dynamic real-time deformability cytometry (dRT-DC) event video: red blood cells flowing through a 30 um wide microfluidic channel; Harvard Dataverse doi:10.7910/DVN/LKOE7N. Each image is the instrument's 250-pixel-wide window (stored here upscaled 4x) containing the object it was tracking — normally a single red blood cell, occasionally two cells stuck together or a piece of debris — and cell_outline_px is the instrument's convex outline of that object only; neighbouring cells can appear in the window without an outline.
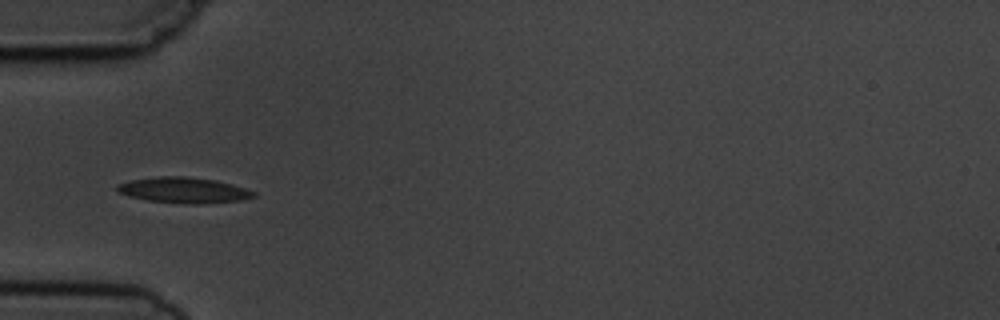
{"species": "common noctule bat (a hibernating species)", "species_latin": "Nyctalus noctula", "temperature_condition": "cold", "stored_images_in_passage": 3, "camera_frame_rate_fps": 3000, "um_per_image_px": 0.085, "animal": {"sex": "male", "body_mass_g": 19.5, "forearm_length_mm": 54.6}, "frame": {"image": 1, "passage_image": 1, "time_ms": 0.0, "image_size_px": [1000, 320], "cell_outline_px": [[256, 196], [240, 200], [208, 204], [188, 204], [148, 200], [128, 196], [120, 192], [116, 188], [116, 184], [132, 180], [160, 176], [188, 176], [216, 180], [232, 184], [256, 192]], "centroid_in_image_um": [15.64, 16.16], "position_along_channel_um": 69.4, "area_um2": 20.46}}
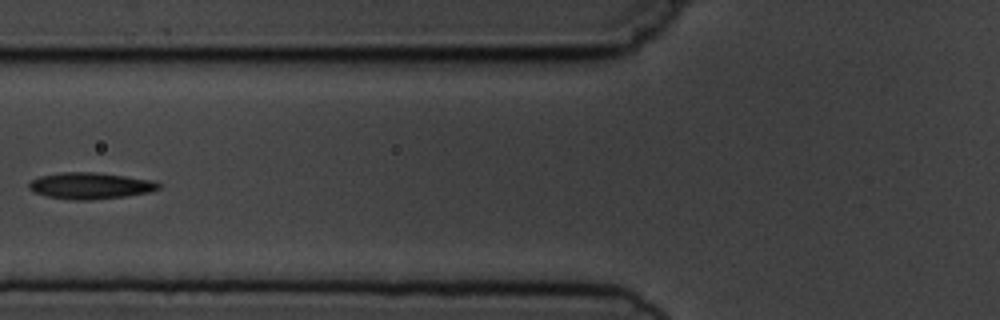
{"frame": {"image": 2, "passage_image": 2, "time_ms": 1.333, "image_size_px": [1000, 320], "cell_outline_px": [[160, 188], [148, 192], [124, 196], [92, 200], [72, 200], [48, 196], [36, 192], [28, 188], [28, 184], [32, 180], [40, 176], [60, 172], [96, 172], [156, 180], [160, 184]], "centroid_in_image_um": [7.7, 15.78], "position_along_channel_um": 118.1, "area_um2": 19.94}}
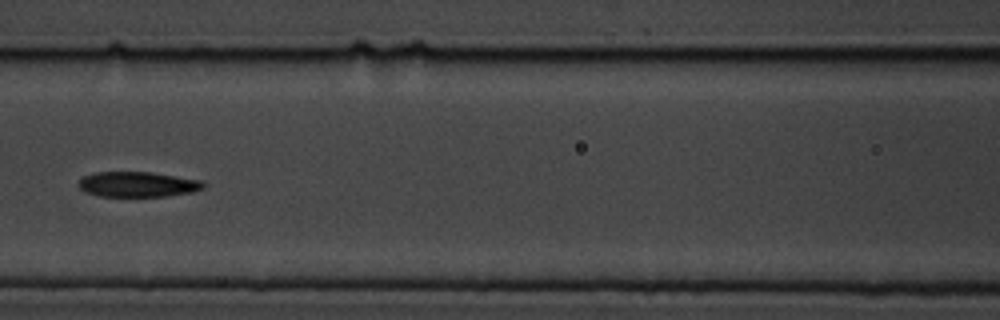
{"frame": {"image": 3, "passage_image": 3, "time_ms": 2.333, "image_size_px": [1000, 320], "cell_outline_px": [[204, 188], [192, 192], [168, 196], [100, 196], [84, 192], [80, 188], [80, 180], [84, 176], [92, 172], [152, 172], [204, 180]], "centroid_in_image_um": [11.74, 15.66], "position_along_channel_um": 154.9, "area_um2": 18.44}}